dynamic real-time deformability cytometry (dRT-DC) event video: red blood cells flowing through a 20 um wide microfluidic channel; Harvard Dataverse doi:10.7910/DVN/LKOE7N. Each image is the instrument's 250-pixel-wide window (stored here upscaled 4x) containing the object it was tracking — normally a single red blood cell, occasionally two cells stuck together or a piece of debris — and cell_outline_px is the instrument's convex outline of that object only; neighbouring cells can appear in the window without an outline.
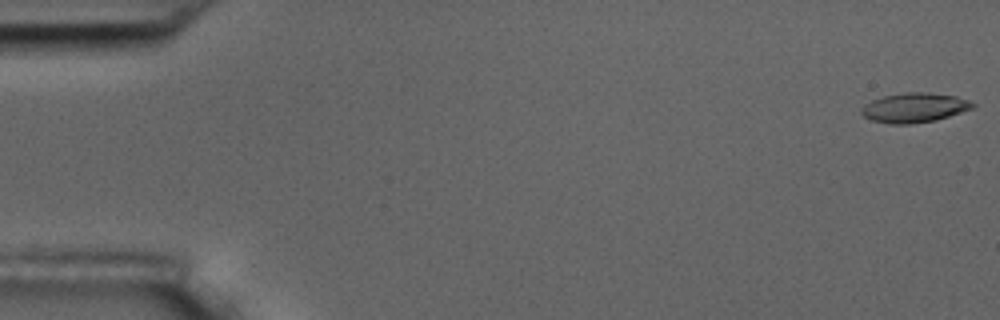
{"species": "common noctule bat (a hibernating species)", "species_latin": "Nyctalus noctula", "temperature_condition": "room temperature", "stored_images_in_passage": 9, "camera_frame_rate_fps": 3000, "um_per_image_px": 0.085, "animal": {"sex": "male", "body_mass_g": 17.5, "forearm_length_mm": 52.3}, "frame": {"image": 1, "passage_image": 1, "time_ms": 0.0, "image_size_px": [1000, 320], "cell_outline_px": [[976, 104], [972, 108], [936, 120], [912, 124], [888, 124], [872, 120], [864, 116], [860, 112], [860, 108], [864, 104], [872, 100], [884, 96], [904, 92], [928, 92], [956, 96], [968, 100]], "centroid_in_image_um": [77.68, 9.15], "position_along_channel_um": 7.3, "area_um2": 19.19}}
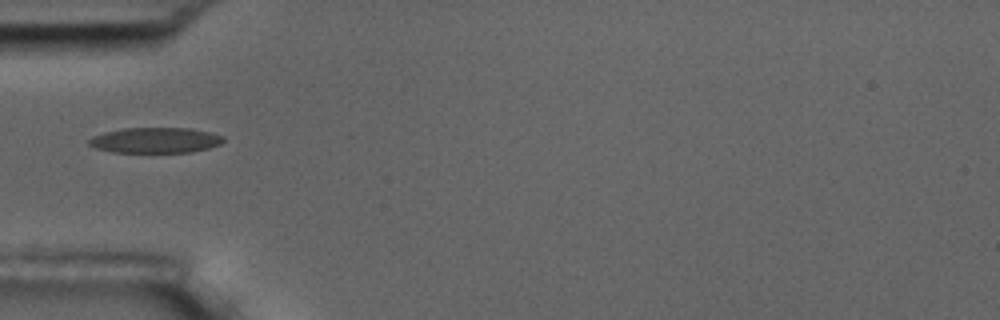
{"frame": {"image": 2, "passage_image": 6, "time_ms": 6.0, "image_size_px": [1000, 320], "cell_outline_px": [[224, 140], [220, 144], [208, 148], [192, 152], [112, 152], [96, 148], [88, 144], [88, 140], [92, 136], [104, 132], [124, 128], [188, 128], [212, 132], [224, 136]], "centroid_in_image_um": [13.21, 11.91], "position_along_channel_um": 71.8, "area_um2": 20.0}}
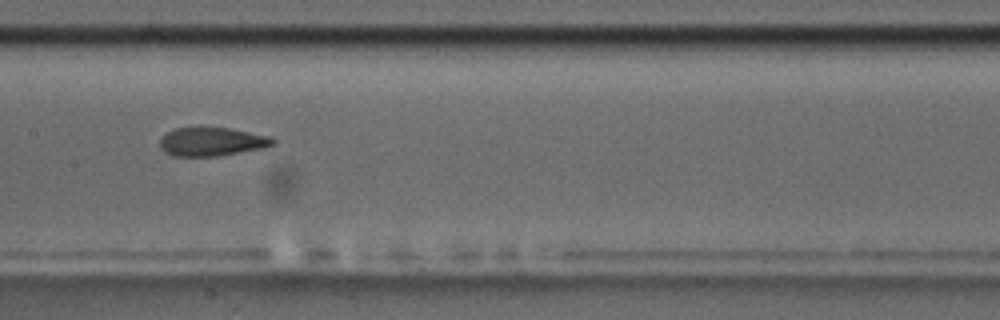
{"frame": {"image": 3, "passage_image": 9, "time_ms": 9.333, "image_size_px": [1000, 320], "cell_outline_px": [[276, 144], [264, 148], [216, 156], [172, 156], [164, 152], [160, 148], [160, 140], [168, 132], [176, 128], [200, 124], [228, 128], [272, 136], [276, 140]], "centroid_in_image_um": [18.01, 12.0], "position_along_channel_um": 189.4, "area_um2": 19.54}}